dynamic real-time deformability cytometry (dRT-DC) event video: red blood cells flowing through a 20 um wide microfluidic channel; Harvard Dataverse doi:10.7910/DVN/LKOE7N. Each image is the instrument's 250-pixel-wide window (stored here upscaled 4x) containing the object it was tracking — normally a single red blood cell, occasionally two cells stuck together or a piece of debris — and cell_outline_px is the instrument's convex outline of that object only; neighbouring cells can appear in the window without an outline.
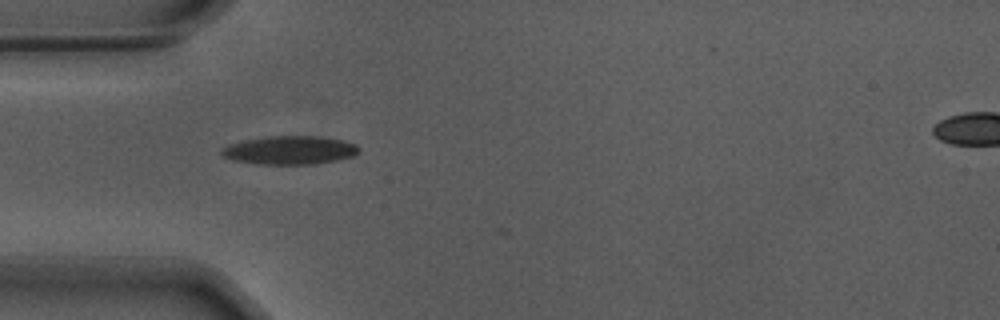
{"species": "Egyptian fruit bat (a non-hibernating species)", "species_latin": "Rousettus aegyptiacus", "temperature_condition": "warm", "stored_images_in_passage": 2, "camera_frame_rate_fps": 3000, "um_per_image_px": 0.085, "animal": {"sex": "male"}, "frame": {"image": 1, "passage_image": 1, "time_ms": 0.0, "image_size_px": [1000, 320], "cell_outline_px": [[360, 152], [352, 156], [336, 160], [312, 164], [264, 164], [232, 160], [224, 156], [220, 152], [220, 148], [228, 144], [244, 140], [268, 136], [316, 136], [340, 140], [356, 144], [360, 148]], "centroid_in_image_um": [24.61, 12.76], "position_along_channel_um": 60.4, "area_um2": 22.66}}